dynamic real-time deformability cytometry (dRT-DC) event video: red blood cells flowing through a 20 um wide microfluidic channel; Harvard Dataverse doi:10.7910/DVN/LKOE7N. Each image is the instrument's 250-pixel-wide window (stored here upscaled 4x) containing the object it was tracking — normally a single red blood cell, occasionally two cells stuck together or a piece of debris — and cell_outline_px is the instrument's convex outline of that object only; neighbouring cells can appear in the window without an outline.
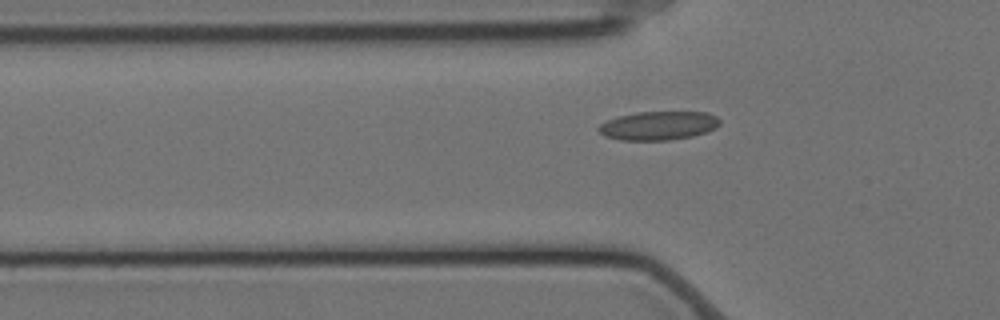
{"species": "Egyptian fruit bat (a non-hibernating species)", "species_latin": "Rousettus aegyptiacus", "temperature_condition": "cold", "stored_images_in_passage": 49, "camera_frame_rate_fps": 3000, "um_per_image_px": 0.085, "animal": {"sex": "female"}, "frame": {"image": 1, "passage_image": 17, "time_ms": 5.333, "image_size_px": [1000, 320], "cell_outline_px": [[720, 124], [716, 128], [692, 136], [668, 140], [620, 140], [604, 136], [596, 128], [600, 124], [616, 116], [636, 112], [708, 112], [716, 116], [720, 120]], "centroid_in_image_um": [55.95, 10.67], "position_along_channel_um": 69.9, "area_um2": 20.35}}
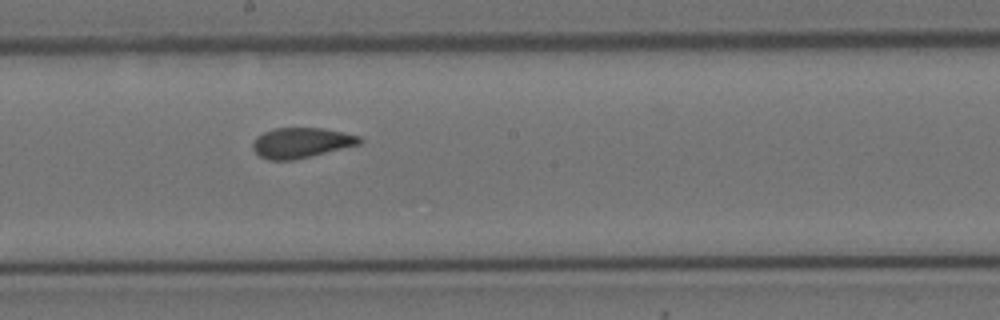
{"frame": {"image": 2, "passage_image": 30, "time_ms": 9.667, "image_size_px": [1000, 320], "cell_outline_px": [[364, 140], [360, 144], [292, 160], [268, 160], [260, 156], [252, 148], [252, 144], [256, 136], [264, 132], [276, 128], [324, 128], [344, 132], [360, 136]], "centroid_in_image_um": [25.61, 12.12], "position_along_channel_um": 222.6, "area_um2": 18.73}}
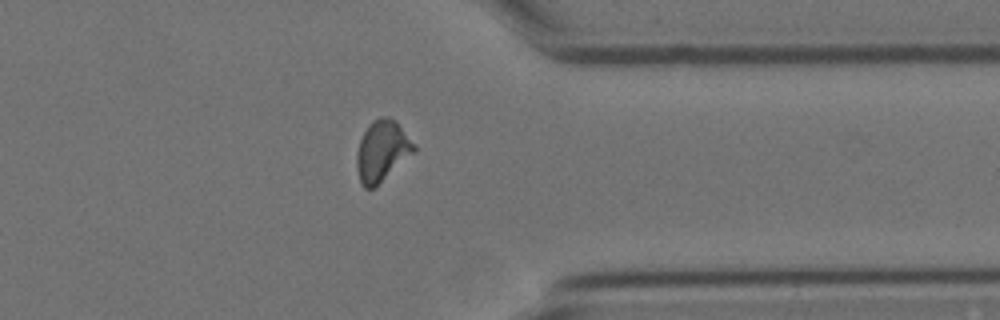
{"frame": {"image": 3, "passage_image": 44, "time_ms": 14.333, "image_size_px": [1000, 320], "cell_outline_px": [[416, 152], [372, 188], [364, 188], [360, 184], [356, 168], [356, 152], [360, 140], [368, 124], [372, 120], [380, 116], [388, 116], [396, 120], [416, 144]], "centroid_in_image_um": [32.48, 12.79], "position_along_channel_um": 378.9, "area_um2": 20.58}, "authors_computed_cell_mechanics": {"area_um2": 19.7098, "velocity_mm_per_s": 3.5118, "shape_relaxation_time_tau1_ms": null, "shape_relaxation_time_tau2_ms": 1.0636, "deformation_change_tau1": null, "deformation_change_tau2": 0.0586}}